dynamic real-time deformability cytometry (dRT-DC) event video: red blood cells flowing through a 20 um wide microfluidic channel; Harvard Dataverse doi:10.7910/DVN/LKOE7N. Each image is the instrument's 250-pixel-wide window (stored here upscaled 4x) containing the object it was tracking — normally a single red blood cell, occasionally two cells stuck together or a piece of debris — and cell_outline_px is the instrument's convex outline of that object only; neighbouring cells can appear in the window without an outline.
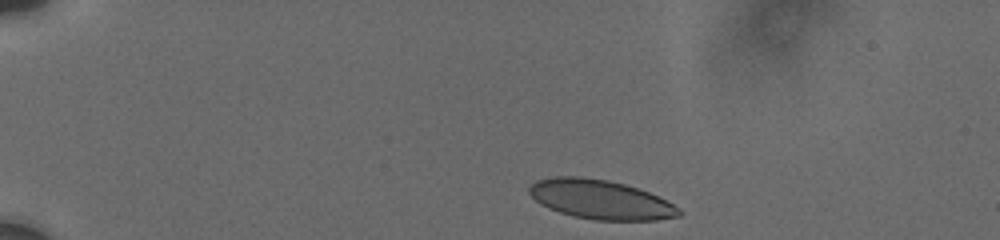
{"species": "human", "species_latin": "Homo sapiens", "temperature_condition": "cold", "stored_images_in_passage": 8, "camera_frame_rate_fps": 3000, "um_per_image_px": 0.085, "donor": {"sex": "male"}, "frame": {"image": 1, "passage_image": 1, "time_ms": 0.0, "image_size_px": [1000, 240], "cell_outline_px": [[684, 212], [680, 216], [656, 220], [592, 220], [572, 216], [548, 208], [540, 204], [528, 192], [528, 188], [536, 180], [556, 176], [580, 176], [608, 180], [624, 184], [648, 192], [672, 204]], "centroid_in_image_um": [51.01, 16.96], "position_along_channel_um": 34.0, "area_um2": 34.16}}
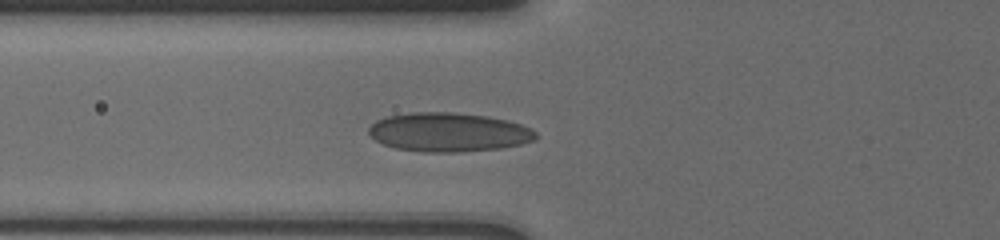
{"frame": {"image": 2, "passage_image": 5, "time_ms": 3.667, "image_size_px": [1000, 240], "cell_outline_px": [[536, 140], [520, 144], [500, 148], [460, 152], [424, 152], [396, 148], [384, 144], [376, 140], [368, 132], [368, 128], [376, 120], [388, 116], [412, 112], [452, 112], [488, 116], [508, 120], [532, 128], [536, 132]], "centroid_in_image_um": [38.15, 11.23], "position_along_channel_um": 87.6, "area_um2": 37.97}}
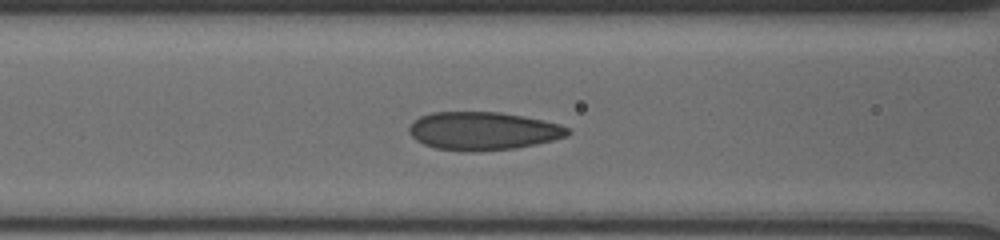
{"frame": {"image": 3, "passage_image": 7, "time_ms": 4.667, "image_size_px": [1000, 240], "cell_outline_px": [[572, 132], [568, 136], [536, 144], [516, 148], [476, 152], [468, 152], [436, 148], [424, 144], [416, 140], [408, 132], [408, 128], [412, 120], [420, 116], [432, 112], [500, 112], [524, 116], [544, 120], [560, 124], [568, 128]], "centroid_in_image_um": [41.05, 11.13], "position_along_channel_um": 125.5, "area_um2": 35.6}}